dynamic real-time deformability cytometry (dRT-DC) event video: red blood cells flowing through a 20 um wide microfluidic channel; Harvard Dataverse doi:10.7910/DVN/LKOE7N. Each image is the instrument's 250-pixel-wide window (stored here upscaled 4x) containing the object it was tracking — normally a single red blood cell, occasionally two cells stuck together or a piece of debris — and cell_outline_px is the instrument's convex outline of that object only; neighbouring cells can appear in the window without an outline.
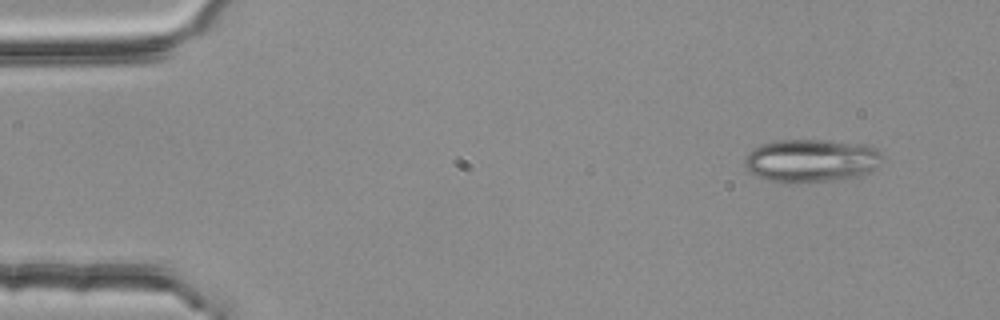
{"species": "common noctule bat (a hibernating species)", "species_latin": "Nyctalus noctula", "temperature_condition": "room temperature", "stored_images_in_passage": 4, "camera_frame_rate_fps": 3000, "um_per_image_px": 0.085, "animal": {"sex": "female", "body_mass_g": 25.1}, "frame": {"image": 1, "passage_image": 4, "time_ms": 1.0, "image_size_px": [1000, 320], "cell_outline_px": [[880, 156], [876, 168], [872, 172], [856, 176], [832, 180], [788, 184], [756, 176], [748, 172], [744, 168], [744, 160], [748, 152], [752, 148], [760, 144], [776, 140], [824, 140], [872, 144], [880, 152]], "centroid_in_image_um": [68.91, 13.64], "position_along_channel_um": 16.1, "area_um2": 34.97}}